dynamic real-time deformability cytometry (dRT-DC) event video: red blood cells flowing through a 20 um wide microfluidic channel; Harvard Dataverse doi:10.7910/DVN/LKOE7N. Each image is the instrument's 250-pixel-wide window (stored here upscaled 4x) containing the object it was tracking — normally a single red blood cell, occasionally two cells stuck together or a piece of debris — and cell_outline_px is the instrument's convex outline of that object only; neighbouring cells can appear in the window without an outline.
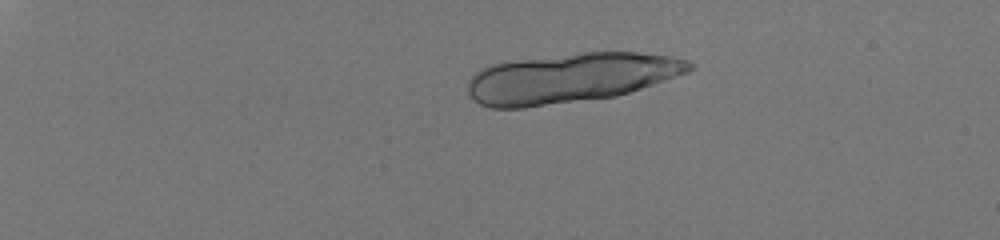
{"species": "human", "species_latin": "Homo sapiens", "temperature_condition": "room temperature", "stored_images_in_passage": 19, "camera_frame_rate_fps": 3000, "um_per_image_px": 0.085, "donor": {"sex": "male"}, "frame": {"image": 1, "passage_image": 5, "time_ms": 1.333, "image_size_px": [1000, 240], "cell_outline_px": [[696, 64], [688, 72], [616, 96], [524, 108], [492, 108], [480, 104], [468, 92], [468, 80], [480, 68], [492, 64], [520, 60], [584, 52], [636, 52], [672, 56], [688, 60]], "centroid_in_image_um": [48.5, 6.63], "position_along_channel_um": 36.5, "area_um2": 63.64}}